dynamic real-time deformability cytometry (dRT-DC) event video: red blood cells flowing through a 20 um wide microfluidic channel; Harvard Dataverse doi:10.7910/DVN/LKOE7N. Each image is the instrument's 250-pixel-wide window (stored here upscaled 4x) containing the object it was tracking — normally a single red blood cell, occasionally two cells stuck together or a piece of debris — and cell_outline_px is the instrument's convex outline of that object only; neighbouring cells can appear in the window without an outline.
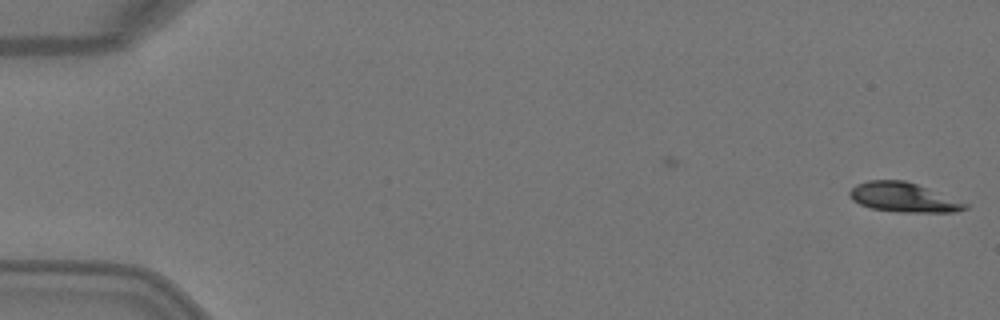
{"species": "Egyptian fruit bat (a non-hibernating species)", "species_latin": "Rousettus aegyptiacus", "temperature_condition": "warm", "stored_images_in_passage": 7, "camera_frame_rate_fps": 3000, "um_per_image_px": 0.085, "animal": {"sex": "female"}, "frame": {"image": 1, "passage_image": 1, "time_ms": 0.0, "image_size_px": [1000, 320], "cell_outline_px": [[968, 208], [956, 212], [900, 212], [872, 208], [860, 204], [852, 200], [848, 192], [856, 184], [868, 180], [904, 180], [916, 184], [968, 204]], "centroid_in_image_um": [76.76, 16.78], "position_along_channel_um": 8.2, "area_um2": 19.54}}
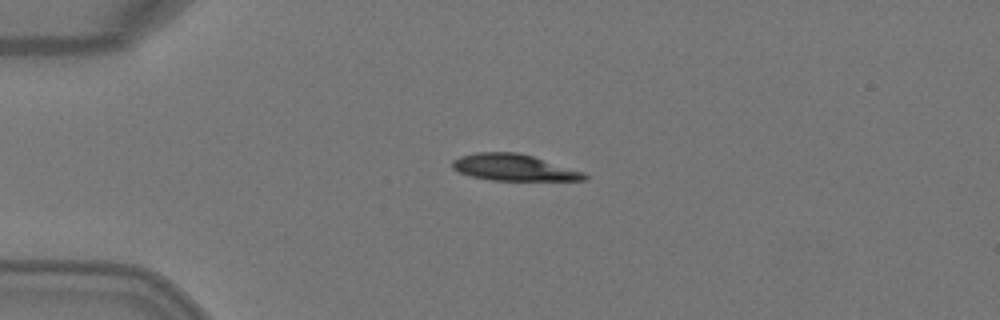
{"frame": {"image": 2, "passage_image": 4, "time_ms": 1.0, "image_size_px": [1000, 320], "cell_outline_px": [[588, 176], [584, 180], [492, 180], [472, 176], [460, 172], [452, 168], [452, 160], [460, 156], [476, 152], [520, 152], [584, 172]], "centroid_in_image_um": [43.65, 14.22], "position_along_channel_um": 41.3, "area_um2": 20.23}}
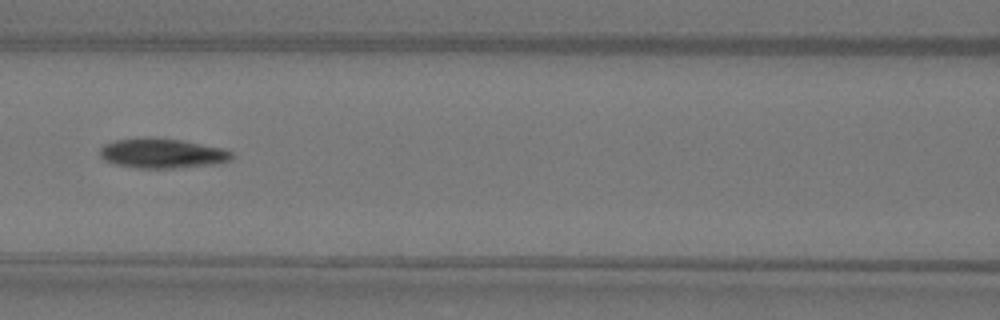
{"frame": {"image": 3, "passage_image": 7, "time_ms": 2.0, "image_size_px": [1000, 320], "cell_outline_px": [[232, 156], [228, 160], [212, 164], [180, 168], [136, 168], [116, 164], [104, 160], [100, 156], [100, 148], [104, 144], [116, 140], [148, 136], [180, 140], [224, 148], [232, 152]], "centroid_in_image_um": [13.74, 13.02], "position_along_channel_um": 152.9, "area_um2": 22.89}}